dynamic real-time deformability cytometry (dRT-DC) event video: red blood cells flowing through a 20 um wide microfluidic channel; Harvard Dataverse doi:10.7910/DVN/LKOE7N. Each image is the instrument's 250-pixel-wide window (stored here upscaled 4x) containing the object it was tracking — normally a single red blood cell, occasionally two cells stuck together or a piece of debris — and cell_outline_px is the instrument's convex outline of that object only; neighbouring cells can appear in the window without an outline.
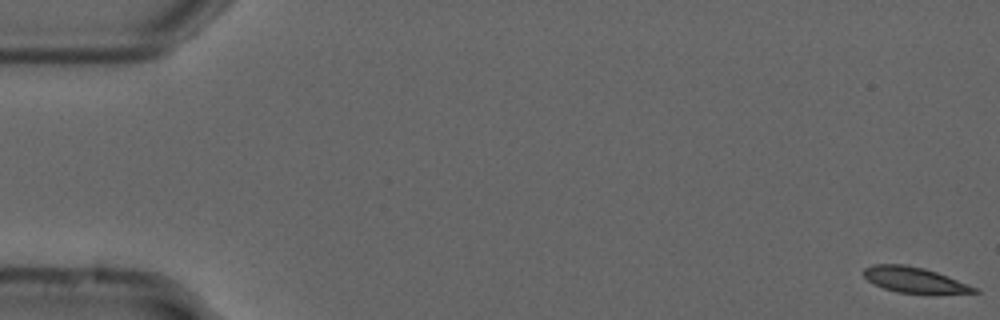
{"species": "common noctule bat (a hibernating species)", "species_latin": "Nyctalus noctula", "temperature_condition": "cold", "stored_images_in_passage": 6, "camera_frame_rate_fps": 3000, "um_per_image_px": 0.085, "animal": {"sex": "male", "forearm_length_mm": 52.5}, "frame": {"image": 1, "passage_image": 1, "time_ms": 0.0, "image_size_px": [1000, 320], "cell_outline_px": [[980, 292], [936, 296], [932, 296], [896, 292], [884, 288], [868, 280], [864, 276], [864, 268], [872, 264], [904, 264], [924, 268], [948, 276], [980, 288]], "centroid_in_image_um": [77.85, 23.84], "position_along_channel_um": 7.1, "area_um2": 17.28}}